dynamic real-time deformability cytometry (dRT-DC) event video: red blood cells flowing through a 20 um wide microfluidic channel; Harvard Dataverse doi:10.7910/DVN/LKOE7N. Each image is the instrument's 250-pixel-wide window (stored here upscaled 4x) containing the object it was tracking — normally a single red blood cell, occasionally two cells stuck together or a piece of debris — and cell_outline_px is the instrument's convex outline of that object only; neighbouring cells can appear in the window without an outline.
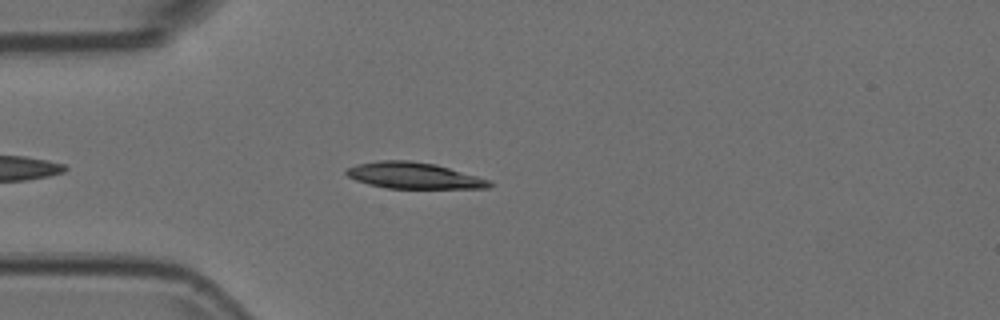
{"species": "Egyptian fruit bat (a non-hibernating species)", "species_latin": "Rousettus aegyptiacus", "temperature_condition": "room temperature", "stored_images_in_passage": 44, "camera_frame_rate_fps": 3000, "um_per_image_px": 0.085, "animal": {"sex": "female"}, "frame": {"image": 1, "passage_image": 5, "time_ms": 1.333, "image_size_px": [1000, 320], "cell_outline_px": [[492, 184], [488, 188], [388, 188], [368, 184], [356, 180], [348, 176], [344, 172], [348, 168], [360, 164], [380, 160], [408, 160], [436, 164], [476, 176], [488, 180]], "centroid_in_image_um": [35.15, 14.92], "position_along_channel_um": 49.9, "area_um2": 21.5}}
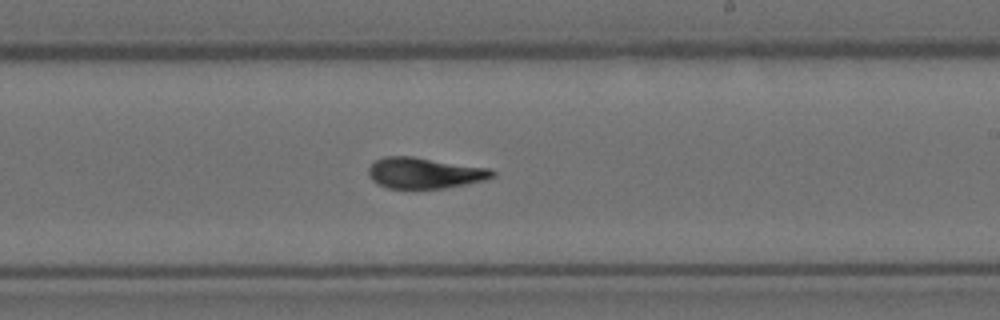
{"frame": {"image": 2, "passage_image": 22, "time_ms": 7.0, "image_size_px": [1000, 320], "cell_outline_px": [[496, 176], [484, 180], [444, 188], [388, 188], [372, 180], [368, 176], [368, 168], [376, 160], [384, 156], [412, 156], [488, 168], [496, 172]], "centroid_in_image_um": [36.08, 14.7], "position_along_channel_um": 252.9, "area_um2": 22.14}}
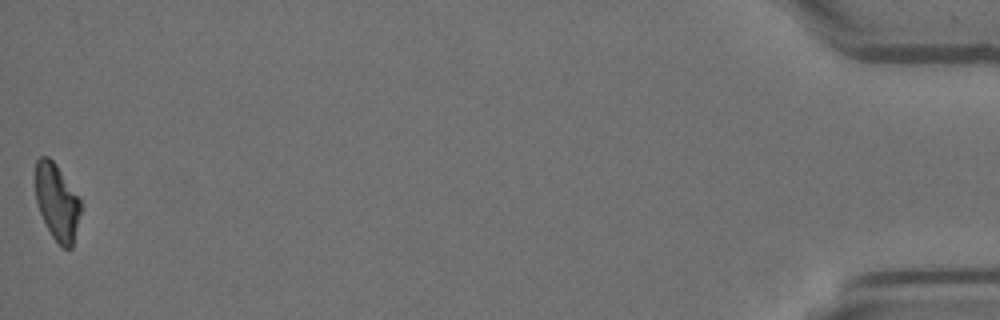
{"frame": {"image": 3, "passage_image": 44, "time_ms": 14.333, "image_size_px": [1000, 320], "cell_outline_px": [[84, 204], [72, 248], [64, 248], [52, 236], [40, 212], [36, 200], [36, 160], [40, 156], [48, 156], [56, 164], [80, 196]], "centroid_in_image_um": [4.9, 17.16], "position_along_channel_um": 430.3, "area_um2": 20.46}}